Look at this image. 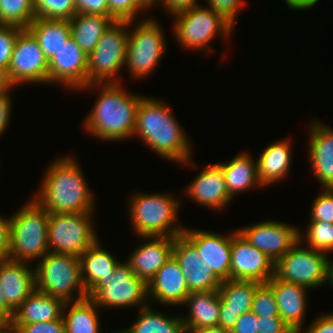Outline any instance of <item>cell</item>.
Returning <instances> with one entry per match:
<instances>
[{
    "instance_id": "48",
    "label": "cell",
    "mask_w": 333,
    "mask_h": 333,
    "mask_svg": "<svg viewBox=\"0 0 333 333\" xmlns=\"http://www.w3.org/2000/svg\"><path fill=\"white\" fill-rule=\"evenodd\" d=\"M10 246V220L0 217V260L7 259Z\"/></svg>"
},
{
    "instance_id": "26",
    "label": "cell",
    "mask_w": 333,
    "mask_h": 333,
    "mask_svg": "<svg viewBox=\"0 0 333 333\" xmlns=\"http://www.w3.org/2000/svg\"><path fill=\"white\" fill-rule=\"evenodd\" d=\"M309 137V155L314 175L324 188H333V129L312 121Z\"/></svg>"
},
{
    "instance_id": "40",
    "label": "cell",
    "mask_w": 333,
    "mask_h": 333,
    "mask_svg": "<svg viewBox=\"0 0 333 333\" xmlns=\"http://www.w3.org/2000/svg\"><path fill=\"white\" fill-rule=\"evenodd\" d=\"M22 28L0 25V66L8 68L17 36Z\"/></svg>"
},
{
    "instance_id": "58",
    "label": "cell",
    "mask_w": 333,
    "mask_h": 333,
    "mask_svg": "<svg viewBox=\"0 0 333 333\" xmlns=\"http://www.w3.org/2000/svg\"><path fill=\"white\" fill-rule=\"evenodd\" d=\"M319 0H313V6L318 2Z\"/></svg>"
},
{
    "instance_id": "12",
    "label": "cell",
    "mask_w": 333,
    "mask_h": 333,
    "mask_svg": "<svg viewBox=\"0 0 333 333\" xmlns=\"http://www.w3.org/2000/svg\"><path fill=\"white\" fill-rule=\"evenodd\" d=\"M148 286L132 271L129 263L119 262L106 285L90 299L98 307L147 306Z\"/></svg>"
},
{
    "instance_id": "7",
    "label": "cell",
    "mask_w": 333,
    "mask_h": 333,
    "mask_svg": "<svg viewBox=\"0 0 333 333\" xmlns=\"http://www.w3.org/2000/svg\"><path fill=\"white\" fill-rule=\"evenodd\" d=\"M130 24L133 21H113L105 30L88 56L87 86L83 90L99 87L104 81V84L120 83L116 75L126 64L129 32L125 28Z\"/></svg>"
},
{
    "instance_id": "1",
    "label": "cell",
    "mask_w": 333,
    "mask_h": 333,
    "mask_svg": "<svg viewBox=\"0 0 333 333\" xmlns=\"http://www.w3.org/2000/svg\"><path fill=\"white\" fill-rule=\"evenodd\" d=\"M165 102L143 97L139 103L133 136L141 137L164 159L188 163L191 157L189 138Z\"/></svg>"
},
{
    "instance_id": "47",
    "label": "cell",
    "mask_w": 333,
    "mask_h": 333,
    "mask_svg": "<svg viewBox=\"0 0 333 333\" xmlns=\"http://www.w3.org/2000/svg\"><path fill=\"white\" fill-rule=\"evenodd\" d=\"M306 330L303 333H333V313L322 314L315 318Z\"/></svg>"
},
{
    "instance_id": "17",
    "label": "cell",
    "mask_w": 333,
    "mask_h": 333,
    "mask_svg": "<svg viewBox=\"0 0 333 333\" xmlns=\"http://www.w3.org/2000/svg\"><path fill=\"white\" fill-rule=\"evenodd\" d=\"M173 256L180 265L189 292L219 289L222 281L201 259L197 248L183 234L175 237Z\"/></svg>"
},
{
    "instance_id": "28",
    "label": "cell",
    "mask_w": 333,
    "mask_h": 333,
    "mask_svg": "<svg viewBox=\"0 0 333 333\" xmlns=\"http://www.w3.org/2000/svg\"><path fill=\"white\" fill-rule=\"evenodd\" d=\"M290 140L283 139L267 146L258 157L257 174L262 186L271 185L281 181L287 174L292 164Z\"/></svg>"
},
{
    "instance_id": "56",
    "label": "cell",
    "mask_w": 333,
    "mask_h": 333,
    "mask_svg": "<svg viewBox=\"0 0 333 333\" xmlns=\"http://www.w3.org/2000/svg\"><path fill=\"white\" fill-rule=\"evenodd\" d=\"M137 4L142 8V9H147L148 7L155 5L156 2L157 4L160 3V0H136Z\"/></svg>"
},
{
    "instance_id": "41",
    "label": "cell",
    "mask_w": 333,
    "mask_h": 333,
    "mask_svg": "<svg viewBox=\"0 0 333 333\" xmlns=\"http://www.w3.org/2000/svg\"><path fill=\"white\" fill-rule=\"evenodd\" d=\"M109 14L116 21H134L135 16L142 8L136 0H107Z\"/></svg>"
},
{
    "instance_id": "16",
    "label": "cell",
    "mask_w": 333,
    "mask_h": 333,
    "mask_svg": "<svg viewBox=\"0 0 333 333\" xmlns=\"http://www.w3.org/2000/svg\"><path fill=\"white\" fill-rule=\"evenodd\" d=\"M87 68L88 56L70 37L48 61V83L79 90L87 86Z\"/></svg>"
},
{
    "instance_id": "52",
    "label": "cell",
    "mask_w": 333,
    "mask_h": 333,
    "mask_svg": "<svg viewBox=\"0 0 333 333\" xmlns=\"http://www.w3.org/2000/svg\"><path fill=\"white\" fill-rule=\"evenodd\" d=\"M284 2L288 8L295 10H304L313 6V0H284Z\"/></svg>"
},
{
    "instance_id": "15",
    "label": "cell",
    "mask_w": 333,
    "mask_h": 333,
    "mask_svg": "<svg viewBox=\"0 0 333 333\" xmlns=\"http://www.w3.org/2000/svg\"><path fill=\"white\" fill-rule=\"evenodd\" d=\"M246 241L269 256L274 263L298 241L297 228L282 222L266 221L238 230Z\"/></svg>"
},
{
    "instance_id": "9",
    "label": "cell",
    "mask_w": 333,
    "mask_h": 333,
    "mask_svg": "<svg viewBox=\"0 0 333 333\" xmlns=\"http://www.w3.org/2000/svg\"><path fill=\"white\" fill-rule=\"evenodd\" d=\"M299 241L274 264V276L305 288H316L327 283V253L301 247Z\"/></svg>"
},
{
    "instance_id": "13",
    "label": "cell",
    "mask_w": 333,
    "mask_h": 333,
    "mask_svg": "<svg viewBox=\"0 0 333 333\" xmlns=\"http://www.w3.org/2000/svg\"><path fill=\"white\" fill-rule=\"evenodd\" d=\"M7 73L13 86L22 82L48 83V60L28 29H22L17 36Z\"/></svg>"
},
{
    "instance_id": "18",
    "label": "cell",
    "mask_w": 333,
    "mask_h": 333,
    "mask_svg": "<svg viewBox=\"0 0 333 333\" xmlns=\"http://www.w3.org/2000/svg\"><path fill=\"white\" fill-rule=\"evenodd\" d=\"M221 235L209 231L184 229L183 235L197 248L201 259L221 280L230 279L232 237L237 233Z\"/></svg>"
},
{
    "instance_id": "20",
    "label": "cell",
    "mask_w": 333,
    "mask_h": 333,
    "mask_svg": "<svg viewBox=\"0 0 333 333\" xmlns=\"http://www.w3.org/2000/svg\"><path fill=\"white\" fill-rule=\"evenodd\" d=\"M28 264L9 258L0 260V286L6 305L13 312L36 289L34 269Z\"/></svg>"
},
{
    "instance_id": "35",
    "label": "cell",
    "mask_w": 333,
    "mask_h": 333,
    "mask_svg": "<svg viewBox=\"0 0 333 333\" xmlns=\"http://www.w3.org/2000/svg\"><path fill=\"white\" fill-rule=\"evenodd\" d=\"M34 19V0H0V25L27 29Z\"/></svg>"
},
{
    "instance_id": "43",
    "label": "cell",
    "mask_w": 333,
    "mask_h": 333,
    "mask_svg": "<svg viewBox=\"0 0 333 333\" xmlns=\"http://www.w3.org/2000/svg\"><path fill=\"white\" fill-rule=\"evenodd\" d=\"M257 333H296L280 316H257Z\"/></svg>"
},
{
    "instance_id": "46",
    "label": "cell",
    "mask_w": 333,
    "mask_h": 333,
    "mask_svg": "<svg viewBox=\"0 0 333 333\" xmlns=\"http://www.w3.org/2000/svg\"><path fill=\"white\" fill-rule=\"evenodd\" d=\"M231 333H257V315L252 311L240 315Z\"/></svg>"
},
{
    "instance_id": "6",
    "label": "cell",
    "mask_w": 333,
    "mask_h": 333,
    "mask_svg": "<svg viewBox=\"0 0 333 333\" xmlns=\"http://www.w3.org/2000/svg\"><path fill=\"white\" fill-rule=\"evenodd\" d=\"M35 266L36 290L58 297L64 302L87 297V291L82 283L79 257L48 252ZM73 290L78 291V296Z\"/></svg>"
},
{
    "instance_id": "29",
    "label": "cell",
    "mask_w": 333,
    "mask_h": 333,
    "mask_svg": "<svg viewBox=\"0 0 333 333\" xmlns=\"http://www.w3.org/2000/svg\"><path fill=\"white\" fill-rule=\"evenodd\" d=\"M189 306V316L182 317L185 329L218 326L220 297L216 291L190 292L183 305Z\"/></svg>"
},
{
    "instance_id": "24",
    "label": "cell",
    "mask_w": 333,
    "mask_h": 333,
    "mask_svg": "<svg viewBox=\"0 0 333 333\" xmlns=\"http://www.w3.org/2000/svg\"><path fill=\"white\" fill-rule=\"evenodd\" d=\"M148 296L165 305H183L190 293L178 261L172 255L148 282Z\"/></svg>"
},
{
    "instance_id": "5",
    "label": "cell",
    "mask_w": 333,
    "mask_h": 333,
    "mask_svg": "<svg viewBox=\"0 0 333 333\" xmlns=\"http://www.w3.org/2000/svg\"><path fill=\"white\" fill-rule=\"evenodd\" d=\"M130 200V218L134 231L141 238L176 237L183 233L184 227L175 224L180 203L171 194L137 193Z\"/></svg>"
},
{
    "instance_id": "53",
    "label": "cell",
    "mask_w": 333,
    "mask_h": 333,
    "mask_svg": "<svg viewBox=\"0 0 333 333\" xmlns=\"http://www.w3.org/2000/svg\"><path fill=\"white\" fill-rule=\"evenodd\" d=\"M13 87L9 80L7 69L0 66V93L10 91Z\"/></svg>"
},
{
    "instance_id": "10",
    "label": "cell",
    "mask_w": 333,
    "mask_h": 333,
    "mask_svg": "<svg viewBox=\"0 0 333 333\" xmlns=\"http://www.w3.org/2000/svg\"><path fill=\"white\" fill-rule=\"evenodd\" d=\"M174 34L184 48L200 49L209 52L211 39L216 33L226 39L233 31L232 26L212 9L195 6L174 14Z\"/></svg>"
},
{
    "instance_id": "19",
    "label": "cell",
    "mask_w": 333,
    "mask_h": 333,
    "mask_svg": "<svg viewBox=\"0 0 333 333\" xmlns=\"http://www.w3.org/2000/svg\"><path fill=\"white\" fill-rule=\"evenodd\" d=\"M260 284L244 280L222 281L218 289L220 297L218 326L231 331L240 315L251 311L253 297Z\"/></svg>"
},
{
    "instance_id": "57",
    "label": "cell",
    "mask_w": 333,
    "mask_h": 333,
    "mask_svg": "<svg viewBox=\"0 0 333 333\" xmlns=\"http://www.w3.org/2000/svg\"><path fill=\"white\" fill-rule=\"evenodd\" d=\"M329 259L330 258H328V263H327V280H329V282L333 286V261H330Z\"/></svg>"
},
{
    "instance_id": "32",
    "label": "cell",
    "mask_w": 333,
    "mask_h": 333,
    "mask_svg": "<svg viewBox=\"0 0 333 333\" xmlns=\"http://www.w3.org/2000/svg\"><path fill=\"white\" fill-rule=\"evenodd\" d=\"M112 22L113 20L108 16L76 13L69 20L71 37L89 56Z\"/></svg>"
},
{
    "instance_id": "50",
    "label": "cell",
    "mask_w": 333,
    "mask_h": 333,
    "mask_svg": "<svg viewBox=\"0 0 333 333\" xmlns=\"http://www.w3.org/2000/svg\"><path fill=\"white\" fill-rule=\"evenodd\" d=\"M10 91L0 93V136L5 132L6 126H8L9 118L11 115V98L9 96Z\"/></svg>"
},
{
    "instance_id": "21",
    "label": "cell",
    "mask_w": 333,
    "mask_h": 333,
    "mask_svg": "<svg viewBox=\"0 0 333 333\" xmlns=\"http://www.w3.org/2000/svg\"><path fill=\"white\" fill-rule=\"evenodd\" d=\"M150 242L138 246L126 260L132 271L147 284L173 255L175 237H144Z\"/></svg>"
},
{
    "instance_id": "27",
    "label": "cell",
    "mask_w": 333,
    "mask_h": 333,
    "mask_svg": "<svg viewBox=\"0 0 333 333\" xmlns=\"http://www.w3.org/2000/svg\"><path fill=\"white\" fill-rule=\"evenodd\" d=\"M64 303L58 297L35 289L14 311L12 322L20 327L23 324L60 319Z\"/></svg>"
},
{
    "instance_id": "49",
    "label": "cell",
    "mask_w": 333,
    "mask_h": 333,
    "mask_svg": "<svg viewBox=\"0 0 333 333\" xmlns=\"http://www.w3.org/2000/svg\"><path fill=\"white\" fill-rule=\"evenodd\" d=\"M198 0H160L162 5L169 14L174 15L176 13L191 9L198 6Z\"/></svg>"
},
{
    "instance_id": "2",
    "label": "cell",
    "mask_w": 333,
    "mask_h": 333,
    "mask_svg": "<svg viewBox=\"0 0 333 333\" xmlns=\"http://www.w3.org/2000/svg\"><path fill=\"white\" fill-rule=\"evenodd\" d=\"M78 163L72 157L50 165L34 199L49 214L92 212L94 199Z\"/></svg>"
},
{
    "instance_id": "55",
    "label": "cell",
    "mask_w": 333,
    "mask_h": 333,
    "mask_svg": "<svg viewBox=\"0 0 333 333\" xmlns=\"http://www.w3.org/2000/svg\"><path fill=\"white\" fill-rule=\"evenodd\" d=\"M0 333H21L20 328L12 321L0 323Z\"/></svg>"
},
{
    "instance_id": "36",
    "label": "cell",
    "mask_w": 333,
    "mask_h": 333,
    "mask_svg": "<svg viewBox=\"0 0 333 333\" xmlns=\"http://www.w3.org/2000/svg\"><path fill=\"white\" fill-rule=\"evenodd\" d=\"M35 18L70 20L76 13L74 0H34Z\"/></svg>"
},
{
    "instance_id": "39",
    "label": "cell",
    "mask_w": 333,
    "mask_h": 333,
    "mask_svg": "<svg viewBox=\"0 0 333 333\" xmlns=\"http://www.w3.org/2000/svg\"><path fill=\"white\" fill-rule=\"evenodd\" d=\"M316 197L311 207L310 221L333 223V188H325Z\"/></svg>"
},
{
    "instance_id": "23",
    "label": "cell",
    "mask_w": 333,
    "mask_h": 333,
    "mask_svg": "<svg viewBox=\"0 0 333 333\" xmlns=\"http://www.w3.org/2000/svg\"><path fill=\"white\" fill-rule=\"evenodd\" d=\"M275 295L279 316L292 331L302 332L305 317L307 288L273 276L266 283Z\"/></svg>"
},
{
    "instance_id": "25",
    "label": "cell",
    "mask_w": 333,
    "mask_h": 333,
    "mask_svg": "<svg viewBox=\"0 0 333 333\" xmlns=\"http://www.w3.org/2000/svg\"><path fill=\"white\" fill-rule=\"evenodd\" d=\"M98 240L88 247L80 256L81 278L87 291V297L91 298L102 286L109 282L117 264L116 257L107 250L101 249Z\"/></svg>"
},
{
    "instance_id": "8",
    "label": "cell",
    "mask_w": 333,
    "mask_h": 333,
    "mask_svg": "<svg viewBox=\"0 0 333 333\" xmlns=\"http://www.w3.org/2000/svg\"><path fill=\"white\" fill-rule=\"evenodd\" d=\"M91 212L49 214L47 241L49 252L79 257L97 240Z\"/></svg>"
},
{
    "instance_id": "44",
    "label": "cell",
    "mask_w": 333,
    "mask_h": 333,
    "mask_svg": "<svg viewBox=\"0 0 333 333\" xmlns=\"http://www.w3.org/2000/svg\"><path fill=\"white\" fill-rule=\"evenodd\" d=\"M19 328L21 333H66L63 317L48 322L23 324Z\"/></svg>"
},
{
    "instance_id": "30",
    "label": "cell",
    "mask_w": 333,
    "mask_h": 333,
    "mask_svg": "<svg viewBox=\"0 0 333 333\" xmlns=\"http://www.w3.org/2000/svg\"><path fill=\"white\" fill-rule=\"evenodd\" d=\"M27 29L37 40L48 61L71 37L69 20L35 18Z\"/></svg>"
},
{
    "instance_id": "33",
    "label": "cell",
    "mask_w": 333,
    "mask_h": 333,
    "mask_svg": "<svg viewBox=\"0 0 333 333\" xmlns=\"http://www.w3.org/2000/svg\"><path fill=\"white\" fill-rule=\"evenodd\" d=\"M70 310H67L69 305ZM66 308V309H65ZM99 308L90 298L65 302L62 317L66 333H99ZM65 310L66 313H65ZM65 313V314H64Z\"/></svg>"
},
{
    "instance_id": "31",
    "label": "cell",
    "mask_w": 333,
    "mask_h": 333,
    "mask_svg": "<svg viewBox=\"0 0 333 333\" xmlns=\"http://www.w3.org/2000/svg\"><path fill=\"white\" fill-rule=\"evenodd\" d=\"M222 171L226 188L233 198L237 192L245 191L251 186H262L258 179L257 163L247 153H239L228 163H217Z\"/></svg>"
},
{
    "instance_id": "3",
    "label": "cell",
    "mask_w": 333,
    "mask_h": 333,
    "mask_svg": "<svg viewBox=\"0 0 333 333\" xmlns=\"http://www.w3.org/2000/svg\"><path fill=\"white\" fill-rule=\"evenodd\" d=\"M101 87L95 106L84 121L85 129L104 141L133 137L137 109L143 96L125 92L120 83H103Z\"/></svg>"
},
{
    "instance_id": "34",
    "label": "cell",
    "mask_w": 333,
    "mask_h": 333,
    "mask_svg": "<svg viewBox=\"0 0 333 333\" xmlns=\"http://www.w3.org/2000/svg\"><path fill=\"white\" fill-rule=\"evenodd\" d=\"M151 306L141 308L140 315L131 327L116 333H184L185 326L182 317H167L157 313ZM153 311H152V310Z\"/></svg>"
},
{
    "instance_id": "37",
    "label": "cell",
    "mask_w": 333,
    "mask_h": 333,
    "mask_svg": "<svg viewBox=\"0 0 333 333\" xmlns=\"http://www.w3.org/2000/svg\"><path fill=\"white\" fill-rule=\"evenodd\" d=\"M306 230V240L308 247L320 252L327 253L333 251V223L323 221L309 222Z\"/></svg>"
},
{
    "instance_id": "42",
    "label": "cell",
    "mask_w": 333,
    "mask_h": 333,
    "mask_svg": "<svg viewBox=\"0 0 333 333\" xmlns=\"http://www.w3.org/2000/svg\"><path fill=\"white\" fill-rule=\"evenodd\" d=\"M208 6L217 15L226 20L232 27L235 25L236 15L240 7L243 6V0H207Z\"/></svg>"
},
{
    "instance_id": "4",
    "label": "cell",
    "mask_w": 333,
    "mask_h": 333,
    "mask_svg": "<svg viewBox=\"0 0 333 333\" xmlns=\"http://www.w3.org/2000/svg\"><path fill=\"white\" fill-rule=\"evenodd\" d=\"M10 217L8 258L29 262L42 259L48 252L49 213L34 198Z\"/></svg>"
},
{
    "instance_id": "51",
    "label": "cell",
    "mask_w": 333,
    "mask_h": 333,
    "mask_svg": "<svg viewBox=\"0 0 333 333\" xmlns=\"http://www.w3.org/2000/svg\"><path fill=\"white\" fill-rule=\"evenodd\" d=\"M14 312L6 305L0 286V323L11 322Z\"/></svg>"
},
{
    "instance_id": "38",
    "label": "cell",
    "mask_w": 333,
    "mask_h": 333,
    "mask_svg": "<svg viewBox=\"0 0 333 333\" xmlns=\"http://www.w3.org/2000/svg\"><path fill=\"white\" fill-rule=\"evenodd\" d=\"M251 311L257 316H279L275 295L266 283L256 288Z\"/></svg>"
},
{
    "instance_id": "45",
    "label": "cell",
    "mask_w": 333,
    "mask_h": 333,
    "mask_svg": "<svg viewBox=\"0 0 333 333\" xmlns=\"http://www.w3.org/2000/svg\"><path fill=\"white\" fill-rule=\"evenodd\" d=\"M77 13L99 14L110 17L116 21L110 14L107 0H74Z\"/></svg>"
},
{
    "instance_id": "22",
    "label": "cell",
    "mask_w": 333,
    "mask_h": 333,
    "mask_svg": "<svg viewBox=\"0 0 333 333\" xmlns=\"http://www.w3.org/2000/svg\"><path fill=\"white\" fill-rule=\"evenodd\" d=\"M188 196L196 203L212 209L220 210L228 207L232 200L226 188L221 167L215 163L203 168L186 189Z\"/></svg>"
},
{
    "instance_id": "14",
    "label": "cell",
    "mask_w": 333,
    "mask_h": 333,
    "mask_svg": "<svg viewBox=\"0 0 333 333\" xmlns=\"http://www.w3.org/2000/svg\"><path fill=\"white\" fill-rule=\"evenodd\" d=\"M274 261L237 232L232 237L230 279L267 283L274 276Z\"/></svg>"
},
{
    "instance_id": "11",
    "label": "cell",
    "mask_w": 333,
    "mask_h": 333,
    "mask_svg": "<svg viewBox=\"0 0 333 333\" xmlns=\"http://www.w3.org/2000/svg\"><path fill=\"white\" fill-rule=\"evenodd\" d=\"M154 18L137 23L127 41L126 67L134 78H143L156 68L165 51L164 35Z\"/></svg>"
},
{
    "instance_id": "54",
    "label": "cell",
    "mask_w": 333,
    "mask_h": 333,
    "mask_svg": "<svg viewBox=\"0 0 333 333\" xmlns=\"http://www.w3.org/2000/svg\"><path fill=\"white\" fill-rule=\"evenodd\" d=\"M184 333H231V332L220 326H215V327H206L199 329H185Z\"/></svg>"
}]
</instances>
